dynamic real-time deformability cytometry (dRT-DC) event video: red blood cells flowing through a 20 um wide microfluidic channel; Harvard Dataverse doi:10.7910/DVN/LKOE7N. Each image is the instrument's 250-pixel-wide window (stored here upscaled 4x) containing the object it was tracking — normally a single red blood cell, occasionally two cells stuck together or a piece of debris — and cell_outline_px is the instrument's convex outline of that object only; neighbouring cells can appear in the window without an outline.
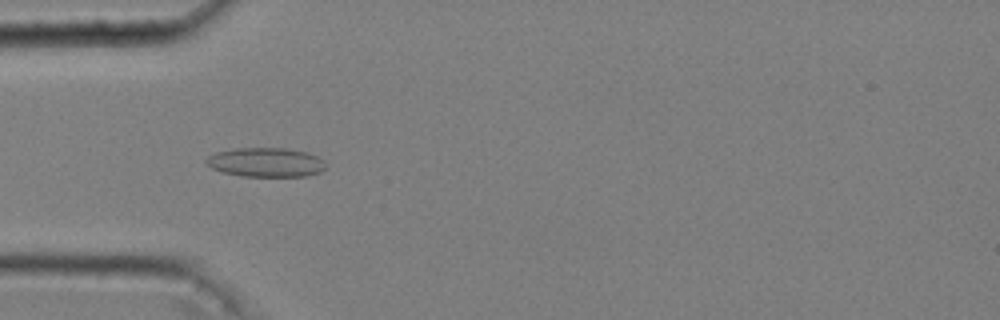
{"species": "common noctule bat (a hibernating species)", "species_latin": "Nyctalus noctula", "temperature_condition": "cold", "stored_images_in_passage": 53, "camera_frame_rate_fps": 3000, "um_per_image_px": 0.085, "animal": {"sex": "male", "body_mass_g": 20.4}, "frame": {"image": 1, "passage_image": 17, "time_ms": 5.333, "image_size_px": [1000, 320], "cell_outline_px": [[324, 168], [320, 172], [308, 176], [240, 176], [220, 172], [212, 168], [204, 160], [208, 156], [216, 152], [232, 148], [284, 148], [308, 152], [324, 160]], "centroid_in_image_um": [22.57, 13.79], "position_along_channel_um": 62.4, "area_um2": 20.46}}
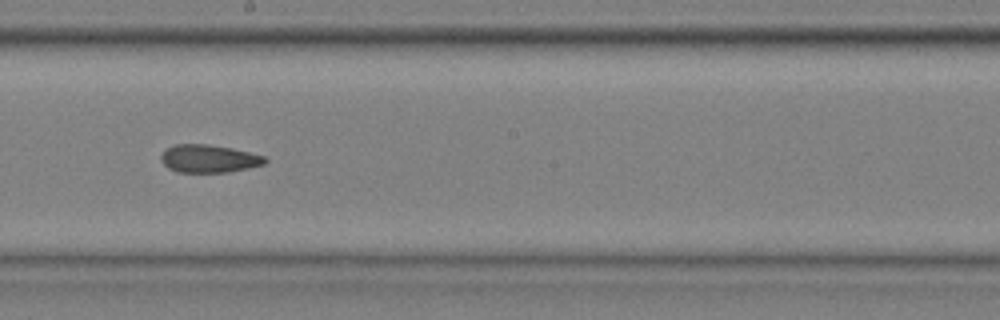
{"frame": {"image": 2, "passage_image": 31, "time_ms": 10.0, "image_size_px": [1000, 320], "cell_outline_px": [[268, 160], [264, 164], [248, 168], [228, 172], [176, 172], [168, 168], [160, 160], [160, 156], [168, 148], [176, 144], [208, 144], [232, 148], [264, 156]], "centroid_in_image_um": [17.74, 13.49], "position_along_channel_um": 230.5, "area_um2": 16.82}}
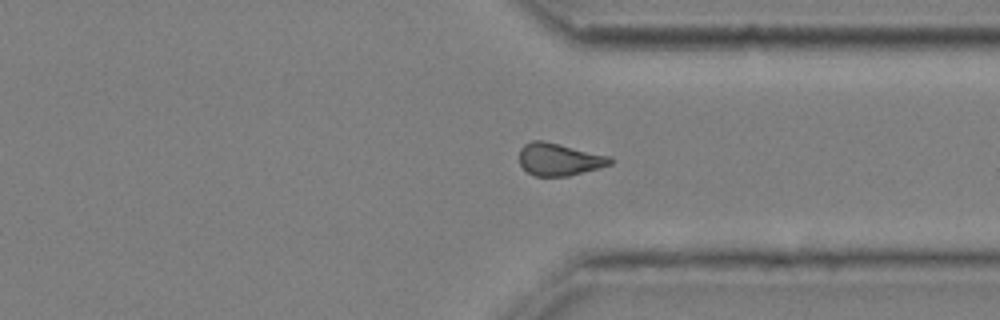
{"frame": {"image": 3, "passage_image": 42, "time_ms": 13.667, "image_size_px": [1000, 320], "cell_outline_px": [[612, 164], [600, 168], [568, 176], [536, 176], [528, 172], [520, 164], [520, 148], [524, 144], [532, 140], [544, 140], [612, 156]], "centroid_in_image_um": [47.56, 13.53], "position_along_channel_um": 363.8, "area_um2": 17.34}, "authors_computed_cell_mechanics": {"area_um2": 17.2822, "velocity_mm_per_s": 3.6244, "shape_relaxation_time_tau1_ms": 5.4277, "shape_relaxation_time_tau2_ms": 4.5127, "deformation_change_tau1": 0.1194, "deformation_change_tau2": 0.1306}}